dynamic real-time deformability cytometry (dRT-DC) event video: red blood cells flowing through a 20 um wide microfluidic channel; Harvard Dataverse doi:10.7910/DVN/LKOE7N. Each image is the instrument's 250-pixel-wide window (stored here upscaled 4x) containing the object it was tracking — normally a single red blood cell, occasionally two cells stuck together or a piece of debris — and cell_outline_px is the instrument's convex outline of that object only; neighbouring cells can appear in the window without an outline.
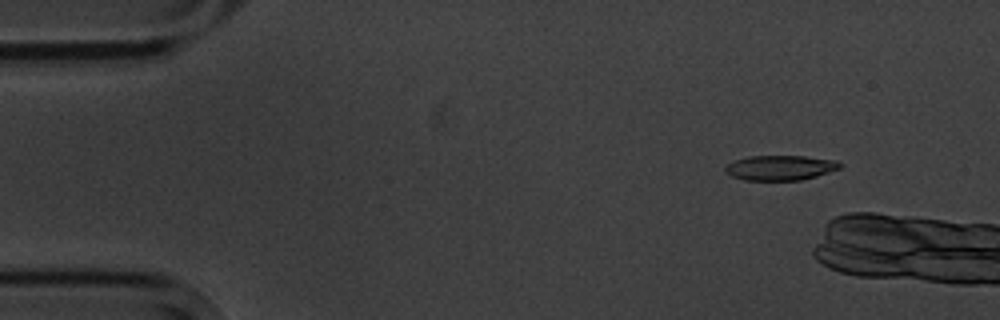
{"species": "common noctule bat (a hibernating species)", "species_latin": "Nyctalus noctula", "temperature_condition": "cold", "stored_images_in_passage": 4, "camera_frame_rate_fps": 3000, "um_per_image_px": 0.085, "animal": {"sex": "male", "body_mass_g": 20.1, "forearm_length_mm": 53.5}, "frame": {"image": 1, "passage_image": 2, "time_ms": 1.333, "image_size_px": [1000, 320], "cell_outline_px": [[840, 168], [816, 176], [800, 180], [744, 180], [732, 176], [724, 172], [724, 168], [728, 164], [736, 160], [748, 156], [804, 156], [836, 160], [840, 164]], "centroid_in_image_um": [66.29, 14.26], "position_along_channel_um": 18.7, "area_um2": 16.53}}